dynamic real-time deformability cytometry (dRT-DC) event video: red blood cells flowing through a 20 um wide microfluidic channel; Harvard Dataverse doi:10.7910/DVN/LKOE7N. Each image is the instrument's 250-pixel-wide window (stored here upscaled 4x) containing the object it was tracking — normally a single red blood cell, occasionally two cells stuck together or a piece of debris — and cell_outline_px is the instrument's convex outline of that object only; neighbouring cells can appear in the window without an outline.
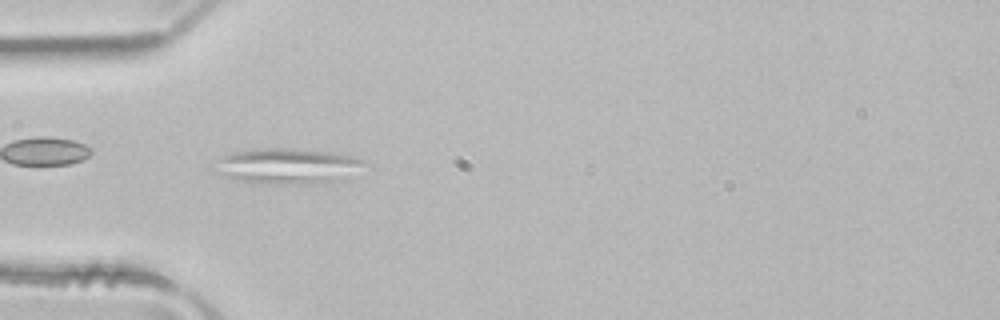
{"species": "common noctule bat (a hibernating species)", "species_latin": "Nyctalus noctula", "temperature_condition": "room temperature", "stored_images_in_passage": 38, "camera_frame_rate_fps": 3000, "um_per_image_px": 0.085, "animal": {"sex": "male", "body_mass_g": 21.5, "forearm_length_mm": 52.0}, "frame": {"image": 1, "passage_image": 1, "time_ms": 0.0, "image_size_px": [1000, 320], "cell_outline_px": [[368, 164], [344, 180], [328, 184], [268, 184], [232, 180], [212, 172], [208, 168], [216, 160], [232, 152], [252, 148], [296, 148], [340, 152], [364, 160]], "centroid_in_image_um": [24.41, 14.12], "position_along_channel_um": 60.6, "area_um2": 32.66}}
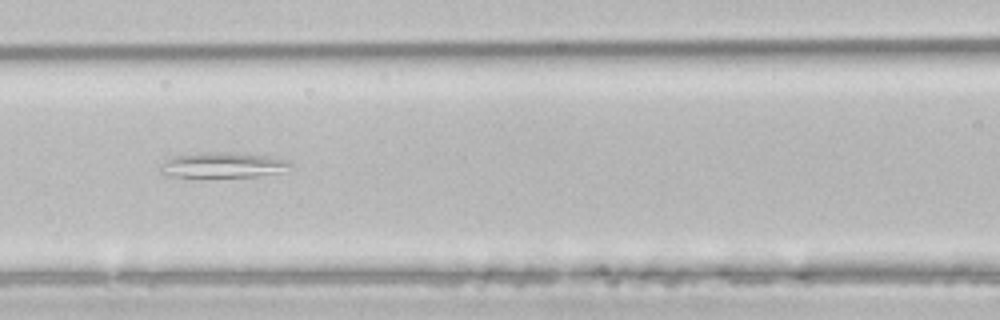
{"frame": {"image": 2, "passage_image": 8, "time_ms": 2.333, "image_size_px": [1000, 320], "cell_outline_px": [[292, 168], [276, 172], [256, 176], [164, 176], [160, 172], [160, 168], [172, 156], [200, 152], [232, 152], [268, 156], [288, 160], [292, 164]], "centroid_in_image_um": [18.95, 14.01], "position_along_channel_um": 147.7, "area_um2": 18.9}}
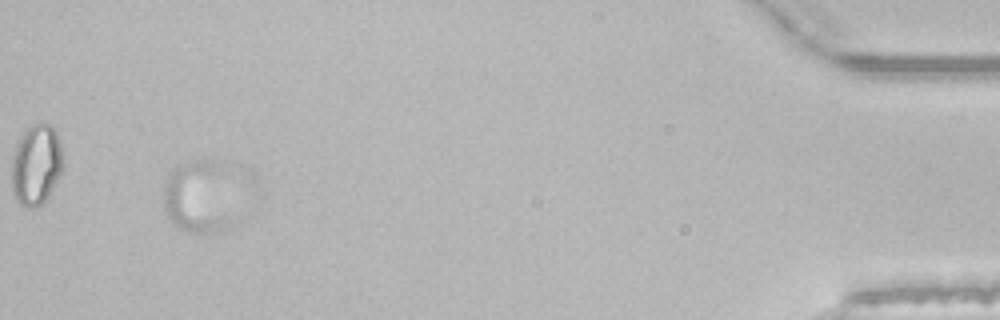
{"frame": {"image": 3, "passage_image": 35, "time_ms": 11.333, "image_size_px": [1000, 320], "cell_outline_px": [[244, 216], [240, 224], [228, 232], [188, 232], [176, 228], [168, 216], [164, 208], [164, 188], [172, 172], [180, 164], [196, 160], [208, 160], [216, 164]], "centroid_in_image_um": [17.06, 16.93], "position_along_channel_um": 418.1, "area_um2": 31.56}}